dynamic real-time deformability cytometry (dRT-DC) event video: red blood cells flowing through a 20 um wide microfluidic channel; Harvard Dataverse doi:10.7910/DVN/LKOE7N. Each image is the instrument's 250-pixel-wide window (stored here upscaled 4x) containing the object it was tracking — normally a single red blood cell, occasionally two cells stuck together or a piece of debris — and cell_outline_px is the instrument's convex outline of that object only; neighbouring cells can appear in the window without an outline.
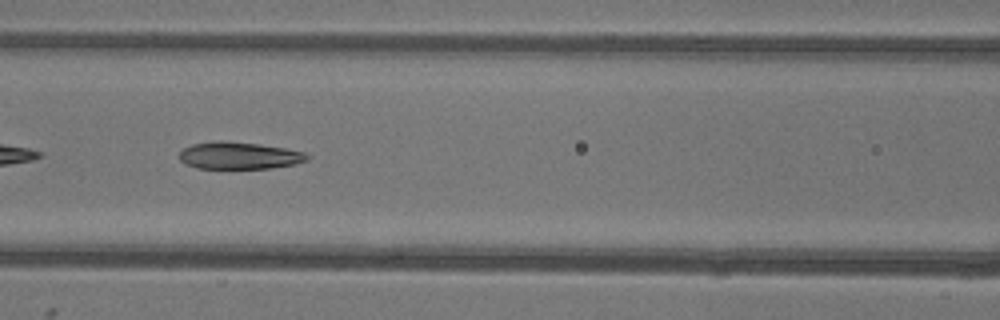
{"species": "common noctule bat (a hibernating species)", "species_latin": "Nyctalus noctula", "temperature_condition": "warm", "stored_images_in_passage": 28, "camera_frame_rate_fps": 3000, "um_per_image_px": 0.085, "animal": {"sex": "female"}, "frame": {"image": 1, "passage_image": 13, "time_ms": 4.0, "image_size_px": [1000, 320], "cell_outline_px": [[308, 160], [296, 164], [272, 168], [196, 168], [184, 164], [180, 160], [180, 152], [184, 148], [192, 144], [216, 140], [220, 140], [260, 144], [284, 148], [304, 152], [308, 156]], "centroid_in_image_um": [20.31, 13.22], "position_along_channel_um": 146.3, "area_um2": 20.23}}
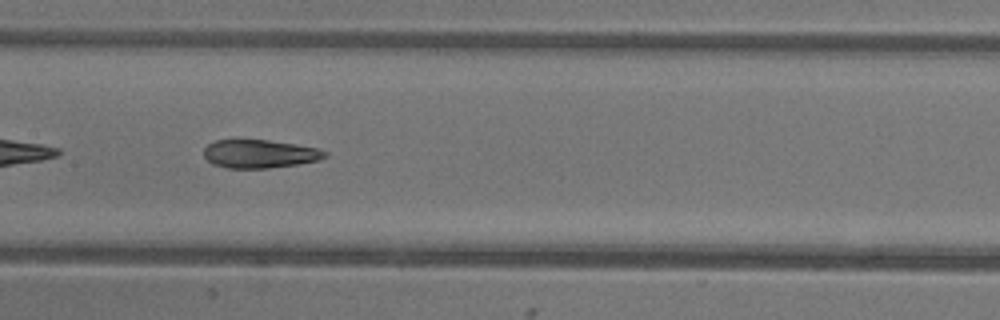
{"frame": {"image": 2, "passage_image": 16, "time_ms": 5.0, "image_size_px": [1000, 320], "cell_outline_px": [[328, 156], [320, 160], [296, 164], [268, 168], [228, 168], [212, 164], [204, 156], [204, 148], [208, 144], [216, 140], [268, 140], [296, 144], [316, 148], [328, 152]], "centroid_in_image_um": [22.08, 13.08], "position_along_channel_um": 185.3, "area_um2": 19.94}}